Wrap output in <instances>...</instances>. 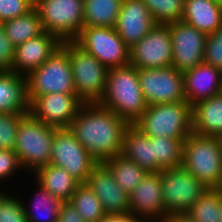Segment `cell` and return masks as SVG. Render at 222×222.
Wrapping results in <instances>:
<instances>
[{
	"mask_svg": "<svg viewBox=\"0 0 222 222\" xmlns=\"http://www.w3.org/2000/svg\"><path fill=\"white\" fill-rule=\"evenodd\" d=\"M57 222H85L71 202H62Z\"/></svg>",
	"mask_w": 222,
	"mask_h": 222,
	"instance_id": "obj_40",
	"label": "cell"
},
{
	"mask_svg": "<svg viewBox=\"0 0 222 222\" xmlns=\"http://www.w3.org/2000/svg\"><path fill=\"white\" fill-rule=\"evenodd\" d=\"M26 80L29 104L45 94H76L68 41L62 42L40 67L26 76Z\"/></svg>",
	"mask_w": 222,
	"mask_h": 222,
	"instance_id": "obj_5",
	"label": "cell"
},
{
	"mask_svg": "<svg viewBox=\"0 0 222 222\" xmlns=\"http://www.w3.org/2000/svg\"><path fill=\"white\" fill-rule=\"evenodd\" d=\"M203 62L222 70V25L207 36Z\"/></svg>",
	"mask_w": 222,
	"mask_h": 222,
	"instance_id": "obj_35",
	"label": "cell"
},
{
	"mask_svg": "<svg viewBox=\"0 0 222 222\" xmlns=\"http://www.w3.org/2000/svg\"><path fill=\"white\" fill-rule=\"evenodd\" d=\"M138 76L148 106L186 101L183 73L173 66L138 69Z\"/></svg>",
	"mask_w": 222,
	"mask_h": 222,
	"instance_id": "obj_12",
	"label": "cell"
},
{
	"mask_svg": "<svg viewBox=\"0 0 222 222\" xmlns=\"http://www.w3.org/2000/svg\"><path fill=\"white\" fill-rule=\"evenodd\" d=\"M185 0H142L156 24L167 25L180 22Z\"/></svg>",
	"mask_w": 222,
	"mask_h": 222,
	"instance_id": "obj_32",
	"label": "cell"
},
{
	"mask_svg": "<svg viewBox=\"0 0 222 222\" xmlns=\"http://www.w3.org/2000/svg\"><path fill=\"white\" fill-rule=\"evenodd\" d=\"M29 112L26 76L0 71V112Z\"/></svg>",
	"mask_w": 222,
	"mask_h": 222,
	"instance_id": "obj_24",
	"label": "cell"
},
{
	"mask_svg": "<svg viewBox=\"0 0 222 222\" xmlns=\"http://www.w3.org/2000/svg\"><path fill=\"white\" fill-rule=\"evenodd\" d=\"M172 51L168 24H157L130 48V64L138 69L172 66Z\"/></svg>",
	"mask_w": 222,
	"mask_h": 222,
	"instance_id": "obj_13",
	"label": "cell"
},
{
	"mask_svg": "<svg viewBox=\"0 0 222 222\" xmlns=\"http://www.w3.org/2000/svg\"><path fill=\"white\" fill-rule=\"evenodd\" d=\"M221 200L217 189H208L185 214L195 222H221Z\"/></svg>",
	"mask_w": 222,
	"mask_h": 222,
	"instance_id": "obj_31",
	"label": "cell"
},
{
	"mask_svg": "<svg viewBox=\"0 0 222 222\" xmlns=\"http://www.w3.org/2000/svg\"><path fill=\"white\" fill-rule=\"evenodd\" d=\"M165 218L184 214L209 189L182 166L161 171Z\"/></svg>",
	"mask_w": 222,
	"mask_h": 222,
	"instance_id": "obj_10",
	"label": "cell"
},
{
	"mask_svg": "<svg viewBox=\"0 0 222 222\" xmlns=\"http://www.w3.org/2000/svg\"><path fill=\"white\" fill-rule=\"evenodd\" d=\"M6 195H4V194H2L1 192H0V204H1V202H2V199L5 197Z\"/></svg>",
	"mask_w": 222,
	"mask_h": 222,
	"instance_id": "obj_44",
	"label": "cell"
},
{
	"mask_svg": "<svg viewBox=\"0 0 222 222\" xmlns=\"http://www.w3.org/2000/svg\"><path fill=\"white\" fill-rule=\"evenodd\" d=\"M74 42L108 69L130 64V48L114 28L83 27Z\"/></svg>",
	"mask_w": 222,
	"mask_h": 222,
	"instance_id": "obj_9",
	"label": "cell"
},
{
	"mask_svg": "<svg viewBox=\"0 0 222 222\" xmlns=\"http://www.w3.org/2000/svg\"><path fill=\"white\" fill-rule=\"evenodd\" d=\"M129 124L98 102L83 103L68 129L97 163L122 154Z\"/></svg>",
	"mask_w": 222,
	"mask_h": 222,
	"instance_id": "obj_1",
	"label": "cell"
},
{
	"mask_svg": "<svg viewBox=\"0 0 222 222\" xmlns=\"http://www.w3.org/2000/svg\"><path fill=\"white\" fill-rule=\"evenodd\" d=\"M157 24L142 0H123L114 29L131 48Z\"/></svg>",
	"mask_w": 222,
	"mask_h": 222,
	"instance_id": "obj_18",
	"label": "cell"
},
{
	"mask_svg": "<svg viewBox=\"0 0 222 222\" xmlns=\"http://www.w3.org/2000/svg\"><path fill=\"white\" fill-rule=\"evenodd\" d=\"M83 103L77 94H45L29 104V113L47 125L68 128Z\"/></svg>",
	"mask_w": 222,
	"mask_h": 222,
	"instance_id": "obj_15",
	"label": "cell"
},
{
	"mask_svg": "<svg viewBox=\"0 0 222 222\" xmlns=\"http://www.w3.org/2000/svg\"><path fill=\"white\" fill-rule=\"evenodd\" d=\"M29 112H0V149L14 151L21 119Z\"/></svg>",
	"mask_w": 222,
	"mask_h": 222,
	"instance_id": "obj_34",
	"label": "cell"
},
{
	"mask_svg": "<svg viewBox=\"0 0 222 222\" xmlns=\"http://www.w3.org/2000/svg\"><path fill=\"white\" fill-rule=\"evenodd\" d=\"M86 184L98 196L106 215L129 213V195L118 186L104 163L92 168Z\"/></svg>",
	"mask_w": 222,
	"mask_h": 222,
	"instance_id": "obj_16",
	"label": "cell"
},
{
	"mask_svg": "<svg viewBox=\"0 0 222 222\" xmlns=\"http://www.w3.org/2000/svg\"><path fill=\"white\" fill-rule=\"evenodd\" d=\"M209 189L222 180V138L191 133L184 141L182 165Z\"/></svg>",
	"mask_w": 222,
	"mask_h": 222,
	"instance_id": "obj_3",
	"label": "cell"
},
{
	"mask_svg": "<svg viewBox=\"0 0 222 222\" xmlns=\"http://www.w3.org/2000/svg\"><path fill=\"white\" fill-rule=\"evenodd\" d=\"M129 213L139 217L142 215L143 220L145 216L151 219L155 217V222L165 218L161 172H149L129 194Z\"/></svg>",
	"mask_w": 222,
	"mask_h": 222,
	"instance_id": "obj_17",
	"label": "cell"
},
{
	"mask_svg": "<svg viewBox=\"0 0 222 222\" xmlns=\"http://www.w3.org/2000/svg\"><path fill=\"white\" fill-rule=\"evenodd\" d=\"M34 8V0H0V23L25 15Z\"/></svg>",
	"mask_w": 222,
	"mask_h": 222,
	"instance_id": "obj_37",
	"label": "cell"
},
{
	"mask_svg": "<svg viewBox=\"0 0 222 222\" xmlns=\"http://www.w3.org/2000/svg\"><path fill=\"white\" fill-rule=\"evenodd\" d=\"M172 41V66L184 73L203 62L207 34L180 21L168 24Z\"/></svg>",
	"mask_w": 222,
	"mask_h": 222,
	"instance_id": "obj_14",
	"label": "cell"
},
{
	"mask_svg": "<svg viewBox=\"0 0 222 222\" xmlns=\"http://www.w3.org/2000/svg\"><path fill=\"white\" fill-rule=\"evenodd\" d=\"M220 219H221V222H222V200H221V207H220Z\"/></svg>",
	"mask_w": 222,
	"mask_h": 222,
	"instance_id": "obj_45",
	"label": "cell"
},
{
	"mask_svg": "<svg viewBox=\"0 0 222 222\" xmlns=\"http://www.w3.org/2000/svg\"><path fill=\"white\" fill-rule=\"evenodd\" d=\"M34 173L37 182L62 202L70 201L77 186L80 184L64 168L53 164L44 165Z\"/></svg>",
	"mask_w": 222,
	"mask_h": 222,
	"instance_id": "obj_25",
	"label": "cell"
},
{
	"mask_svg": "<svg viewBox=\"0 0 222 222\" xmlns=\"http://www.w3.org/2000/svg\"><path fill=\"white\" fill-rule=\"evenodd\" d=\"M15 47L7 38L5 28L0 23V71L12 72Z\"/></svg>",
	"mask_w": 222,
	"mask_h": 222,
	"instance_id": "obj_38",
	"label": "cell"
},
{
	"mask_svg": "<svg viewBox=\"0 0 222 222\" xmlns=\"http://www.w3.org/2000/svg\"><path fill=\"white\" fill-rule=\"evenodd\" d=\"M159 222H195V221L184 213V214L168 215L166 218H164Z\"/></svg>",
	"mask_w": 222,
	"mask_h": 222,
	"instance_id": "obj_42",
	"label": "cell"
},
{
	"mask_svg": "<svg viewBox=\"0 0 222 222\" xmlns=\"http://www.w3.org/2000/svg\"><path fill=\"white\" fill-rule=\"evenodd\" d=\"M84 0H34L44 31L74 41L83 28Z\"/></svg>",
	"mask_w": 222,
	"mask_h": 222,
	"instance_id": "obj_7",
	"label": "cell"
},
{
	"mask_svg": "<svg viewBox=\"0 0 222 222\" xmlns=\"http://www.w3.org/2000/svg\"><path fill=\"white\" fill-rule=\"evenodd\" d=\"M122 155L148 172H154V137L129 125L124 132Z\"/></svg>",
	"mask_w": 222,
	"mask_h": 222,
	"instance_id": "obj_23",
	"label": "cell"
},
{
	"mask_svg": "<svg viewBox=\"0 0 222 222\" xmlns=\"http://www.w3.org/2000/svg\"><path fill=\"white\" fill-rule=\"evenodd\" d=\"M98 103L133 125L148 107L140 87L138 68L129 64L109 69L106 89Z\"/></svg>",
	"mask_w": 222,
	"mask_h": 222,
	"instance_id": "obj_2",
	"label": "cell"
},
{
	"mask_svg": "<svg viewBox=\"0 0 222 222\" xmlns=\"http://www.w3.org/2000/svg\"><path fill=\"white\" fill-rule=\"evenodd\" d=\"M85 222H99L106 213L98 196L86 183H80L69 201Z\"/></svg>",
	"mask_w": 222,
	"mask_h": 222,
	"instance_id": "obj_30",
	"label": "cell"
},
{
	"mask_svg": "<svg viewBox=\"0 0 222 222\" xmlns=\"http://www.w3.org/2000/svg\"><path fill=\"white\" fill-rule=\"evenodd\" d=\"M7 38L14 47L43 34L44 28L35 8L20 17L4 21Z\"/></svg>",
	"mask_w": 222,
	"mask_h": 222,
	"instance_id": "obj_27",
	"label": "cell"
},
{
	"mask_svg": "<svg viewBox=\"0 0 222 222\" xmlns=\"http://www.w3.org/2000/svg\"><path fill=\"white\" fill-rule=\"evenodd\" d=\"M214 2H217L219 5L222 6V0H213Z\"/></svg>",
	"mask_w": 222,
	"mask_h": 222,
	"instance_id": "obj_46",
	"label": "cell"
},
{
	"mask_svg": "<svg viewBox=\"0 0 222 222\" xmlns=\"http://www.w3.org/2000/svg\"><path fill=\"white\" fill-rule=\"evenodd\" d=\"M99 222H144L136 216L128 214L105 215Z\"/></svg>",
	"mask_w": 222,
	"mask_h": 222,
	"instance_id": "obj_41",
	"label": "cell"
},
{
	"mask_svg": "<svg viewBox=\"0 0 222 222\" xmlns=\"http://www.w3.org/2000/svg\"><path fill=\"white\" fill-rule=\"evenodd\" d=\"M62 44L53 34L44 32L15 47L12 73L27 76L40 67L50 55ZM24 73H21V72ZM26 71V72H25Z\"/></svg>",
	"mask_w": 222,
	"mask_h": 222,
	"instance_id": "obj_19",
	"label": "cell"
},
{
	"mask_svg": "<svg viewBox=\"0 0 222 222\" xmlns=\"http://www.w3.org/2000/svg\"><path fill=\"white\" fill-rule=\"evenodd\" d=\"M50 164L64 168L79 183H86L97 162L68 128H58L52 142Z\"/></svg>",
	"mask_w": 222,
	"mask_h": 222,
	"instance_id": "obj_11",
	"label": "cell"
},
{
	"mask_svg": "<svg viewBox=\"0 0 222 222\" xmlns=\"http://www.w3.org/2000/svg\"><path fill=\"white\" fill-rule=\"evenodd\" d=\"M68 54L77 96L84 103L99 102L106 89L109 69L74 41H68Z\"/></svg>",
	"mask_w": 222,
	"mask_h": 222,
	"instance_id": "obj_8",
	"label": "cell"
},
{
	"mask_svg": "<svg viewBox=\"0 0 222 222\" xmlns=\"http://www.w3.org/2000/svg\"><path fill=\"white\" fill-rule=\"evenodd\" d=\"M193 133L222 138V92L192 106Z\"/></svg>",
	"mask_w": 222,
	"mask_h": 222,
	"instance_id": "obj_22",
	"label": "cell"
},
{
	"mask_svg": "<svg viewBox=\"0 0 222 222\" xmlns=\"http://www.w3.org/2000/svg\"><path fill=\"white\" fill-rule=\"evenodd\" d=\"M24 207L15 197L6 195L0 204V222H28Z\"/></svg>",
	"mask_w": 222,
	"mask_h": 222,
	"instance_id": "obj_36",
	"label": "cell"
},
{
	"mask_svg": "<svg viewBox=\"0 0 222 222\" xmlns=\"http://www.w3.org/2000/svg\"><path fill=\"white\" fill-rule=\"evenodd\" d=\"M217 190L220 192L221 196H222V180L220 185L218 186Z\"/></svg>",
	"mask_w": 222,
	"mask_h": 222,
	"instance_id": "obj_43",
	"label": "cell"
},
{
	"mask_svg": "<svg viewBox=\"0 0 222 222\" xmlns=\"http://www.w3.org/2000/svg\"><path fill=\"white\" fill-rule=\"evenodd\" d=\"M57 129L34 118L30 113L21 119L14 152L22 167L35 172L50 164L52 142Z\"/></svg>",
	"mask_w": 222,
	"mask_h": 222,
	"instance_id": "obj_6",
	"label": "cell"
},
{
	"mask_svg": "<svg viewBox=\"0 0 222 222\" xmlns=\"http://www.w3.org/2000/svg\"><path fill=\"white\" fill-rule=\"evenodd\" d=\"M184 141L185 139L154 137V172L182 165Z\"/></svg>",
	"mask_w": 222,
	"mask_h": 222,
	"instance_id": "obj_29",
	"label": "cell"
},
{
	"mask_svg": "<svg viewBox=\"0 0 222 222\" xmlns=\"http://www.w3.org/2000/svg\"><path fill=\"white\" fill-rule=\"evenodd\" d=\"M123 0H84L83 27L114 28Z\"/></svg>",
	"mask_w": 222,
	"mask_h": 222,
	"instance_id": "obj_26",
	"label": "cell"
},
{
	"mask_svg": "<svg viewBox=\"0 0 222 222\" xmlns=\"http://www.w3.org/2000/svg\"><path fill=\"white\" fill-rule=\"evenodd\" d=\"M184 94L191 105L222 92V70L201 62L183 73Z\"/></svg>",
	"mask_w": 222,
	"mask_h": 222,
	"instance_id": "obj_20",
	"label": "cell"
},
{
	"mask_svg": "<svg viewBox=\"0 0 222 222\" xmlns=\"http://www.w3.org/2000/svg\"><path fill=\"white\" fill-rule=\"evenodd\" d=\"M104 164L111 171L118 186L128 195L134 191L149 173L146 169L128 160L122 154L106 160Z\"/></svg>",
	"mask_w": 222,
	"mask_h": 222,
	"instance_id": "obj_28",
	"label": "cell"
},
{
	"mask_svg": "<svg viewBox=\"0 0 222 222\" xmlns=\"http://www.w3.org/2000/svg\"><path fill=\"white\" fill-rule=\"evenodd\" d=\"M133 125L149 137L186 139L193 132L192 106L187 101L149 105Z\"/></svg>",
	"mask_w": 222,
	"mask_h": 222,
	"instance_id": "obj_4",
	"label": "cell"
},
{
	"mask_svg": "<svg viewBox=\"0 0 222 222\" xmlns=\"http://www.w3.org/2000/svg\"><path fill=\"white\" fill-rule=\"evenodd\" d=\"M18 167L21 165L17 154L11 150L0 149V178L9 177Z\"/></svg>",
	"mask_w": 222,
	"mask_h": 222,
	"instance_id": "obj_39",
	"label": "cell"
},
{
	"mask_svg": "<svg viewBox=\"0 0 222 222\" xmlns=\"http://www.w3.org/2000/svg\"><path fill=\"white\" fill-rule=\"evenodd\" d=\"M181 21L209 35L222 25V6L213 0H185Z\"/></svg>",
	"mask_w": 222,
	"mask_h": 222,
	"instance_id": "obj_21",
	"label": "cell"
},
{
	"mask_svg": "<svg viewBox=\"0 0 222 222\" xmlns=\"http://www.w3.org/2000/svg\"><path fill=\"white\" fill-rule=\"evenodd\" d=\"M39 185V192H37V197L35 198V202L33 203L35 206V209H41V211L45 212L44 219L43 216L40 214L32 213L28 211L26 207H24L25 215L27 217L28 222H57L58 215H59V209L62 204V201L53 196L51 193H49L47 190H45L40 183ZM40 213V210H38ZM43 212V213H44ZM42 216V217H41ZM42 218V219H41Z\"/></svg>",
	"mask_w": 222,
	"mask_h": 222,
	"instance_id": "obj_33",
	"label": "cell"
}]
</instances>
